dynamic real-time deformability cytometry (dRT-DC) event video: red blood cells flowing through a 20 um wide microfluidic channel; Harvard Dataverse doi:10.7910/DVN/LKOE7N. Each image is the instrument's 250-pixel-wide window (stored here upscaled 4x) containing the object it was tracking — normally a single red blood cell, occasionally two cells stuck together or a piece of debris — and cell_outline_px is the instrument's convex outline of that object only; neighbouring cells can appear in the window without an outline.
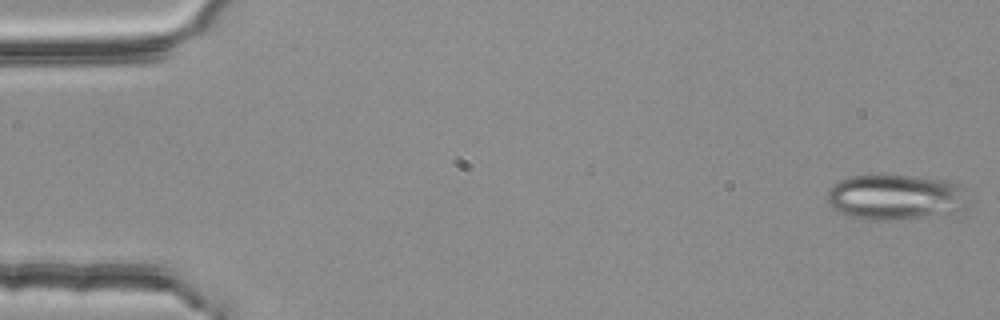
{"species": "common noctule bat (a hibernating species)", "species_latin": "Nyctalus noctula", "temperature_condition": "room temperature", "stored_images_in_passage": 54, "camera_frame_rate_fps": 3000, "um_per_image_px": 0.085, "animal": {"sex": "female", "body_mass_g": 25.1}, "frame": {"image": 1, "passage_image": 1, "time_ms": 0.0, "image_size_px": [1000, 320], "cell_outline_px": [[968, 208], [956, 212], [924, 216], [888, 220], [868, 220], [852, 216], [840, 212], [832, 208], [828, 200], [828, 188], [832, 184], [848, 176], [884, 172], [944, 180], [956, 184], [964, 188]], "centroid_in_image_um": [76.08, 16.71], "position_along_channel_um": 8.9, "area_um2": 37.97}}
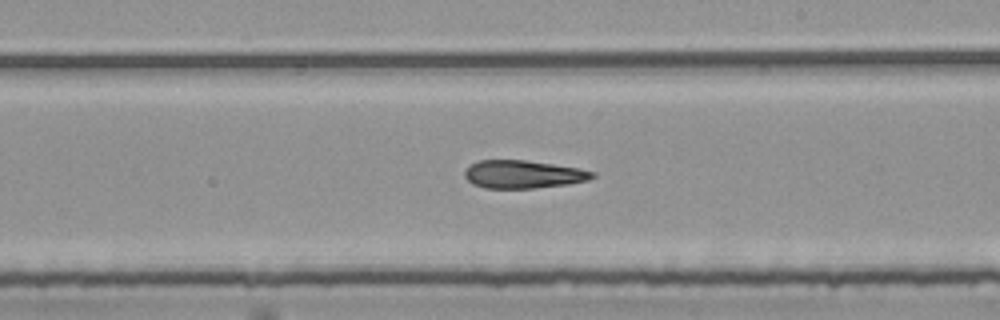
{"frame": {"image": 2, "passage_image": 31, "time_ms": 10.0, "image_size_px": [1000, 320], "cell_outline_px": [[596, 176], [588, 180], [568, 184], [532, 188], [484, 188], [472, 184], [464, 176], [464, 172], [468, 164], [476, 160], [524, 160], [552, 164], [576, 168], [596, 172]], "centroid_in_image_um": [44.42, 14.81], "position_along_channel_um": 244.6, "area_um2": 20.87}}
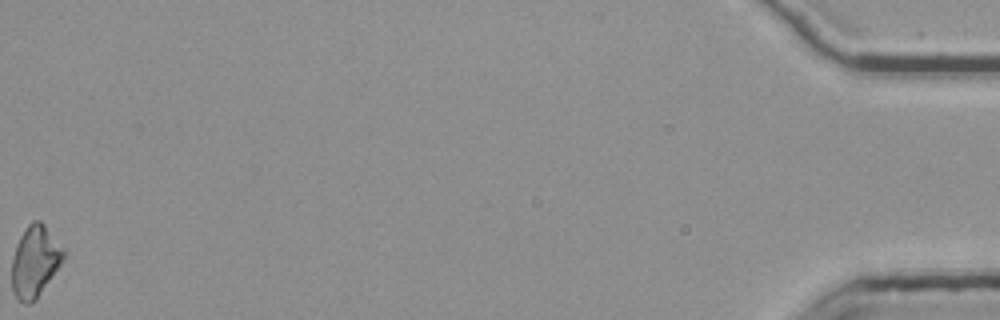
{"frame": {"image": 3, "passage_image": 54, "time_ms": 17.667, "image_size_px": [1000, 320], "cell_outline_px": [[64, 256], [60, 264], [36, 300], [28, 304], [24, 304], [12, 292], [12, 256], [16, 244], [20, 236], [28, 224], [32, 220], [40, 220], [44, 224], [64, 248]], "centroid_in_image_um": [2.95, 22.21], "position_along_channel_um": 432.3, "area_um2": 21.39}, "authors_computed_cell_mechanics": {"area_um2": 21.7039, "velocity_mm_per_s": 3.7944, "shape_relaxation_time_tau1_ms": null, "shape_relaxation_time_tau2_ms": 5.1202, "deformation_change_tau1": null, "deformation_change_tau2": 0.172}}